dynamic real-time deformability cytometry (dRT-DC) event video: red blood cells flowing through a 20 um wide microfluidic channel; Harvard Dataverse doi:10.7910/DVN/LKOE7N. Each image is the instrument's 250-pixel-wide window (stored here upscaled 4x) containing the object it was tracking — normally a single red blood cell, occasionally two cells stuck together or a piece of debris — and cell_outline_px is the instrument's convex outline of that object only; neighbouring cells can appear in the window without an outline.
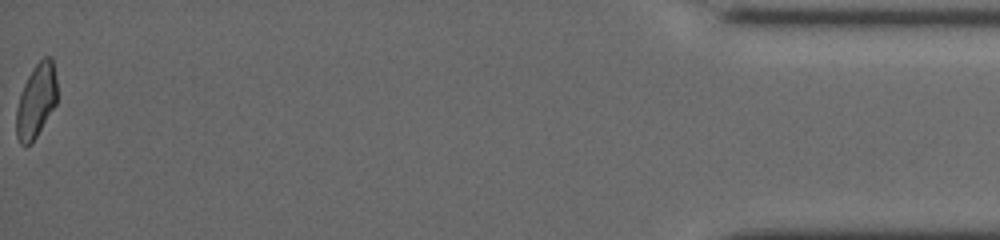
{"species": "common noctule bat (a hibernating species)", "species_latin": "Nyctalus noctula", "temperature_condition": "cold", "stored_images_in_passage": 39, "camera_frame_rate_fps": 3000, "um_per_image_px": 0.085, "animal": {"sex": "female", "body_mass_g": 19.5, "forearm_length_mm": 54.1}, "frame": {"image": 1, "passage_image": 39, "time_ms": 18.667, "image_size_px": [1000, 240], "cell_outline_px": [[56, 104], [36, 136], [28, 144], [20, 144], [16, 136], [16, 108], [20, 92], [32, 68], [44, 56], [52, 56], [56, 80]], "centroid_in_image_um": [3.06, 8.53], "position_along_channel_um": 432.1, "area_um2": 17.4}, "authors_computed_cell_mechanics": {"area_um2": 17.2822, "velocity_mm_per_s": 3.9172, "shape_relaxation_time_tau1_ms": 4.1605, "shape_relaxation_time_tau2_ms": 6.1367, "deformation_change_tau1": 0.122, "deformation_change_tau2": 0.1445}}